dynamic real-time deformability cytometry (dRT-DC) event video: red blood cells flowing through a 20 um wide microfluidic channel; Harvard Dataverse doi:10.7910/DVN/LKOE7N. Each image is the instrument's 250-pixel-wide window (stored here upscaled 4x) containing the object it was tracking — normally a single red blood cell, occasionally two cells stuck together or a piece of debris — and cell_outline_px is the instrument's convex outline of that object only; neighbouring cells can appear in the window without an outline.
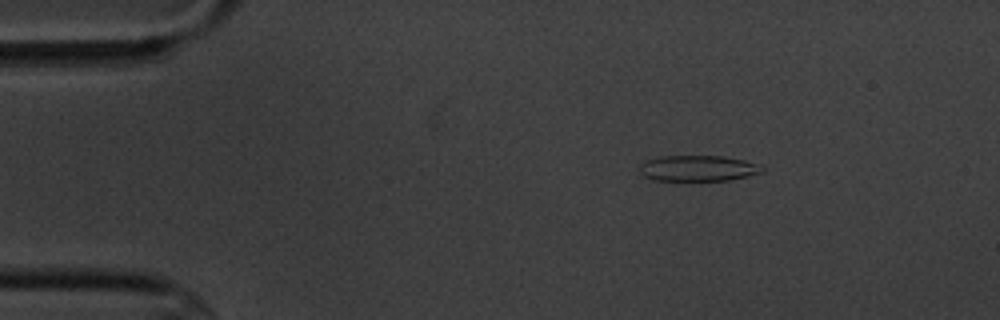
{"species": "common noctule bat (a hibernating species)", "species_latin": "Nyctalus noctula", "temperature_condition": "cold", "stored_images_in_passage": 5, "camera_frame_rate_fps": 3000, "um_per_image_px": 0.085, "animal": {"sex": "male", "body_mass_g": 20.1, "forearm_length_mm": 53.5}, "frame": {"image": 1, "passage_image": 2, "time_ms": 2.0, "image_size_px": [1000, 320], "cell_outline_px": [[764, 172], [748, 176], [728, 180], [652, 180], [644, 176], [640, 172], [640, 164], [648, 160], [660, 156], [724, 156], [744, 160], [756, 164], [764, 168]], "centroid_in_image_um": [59.33, 14.3], "position_along_channel_um": 25.7, "area_um2": 18.32}}